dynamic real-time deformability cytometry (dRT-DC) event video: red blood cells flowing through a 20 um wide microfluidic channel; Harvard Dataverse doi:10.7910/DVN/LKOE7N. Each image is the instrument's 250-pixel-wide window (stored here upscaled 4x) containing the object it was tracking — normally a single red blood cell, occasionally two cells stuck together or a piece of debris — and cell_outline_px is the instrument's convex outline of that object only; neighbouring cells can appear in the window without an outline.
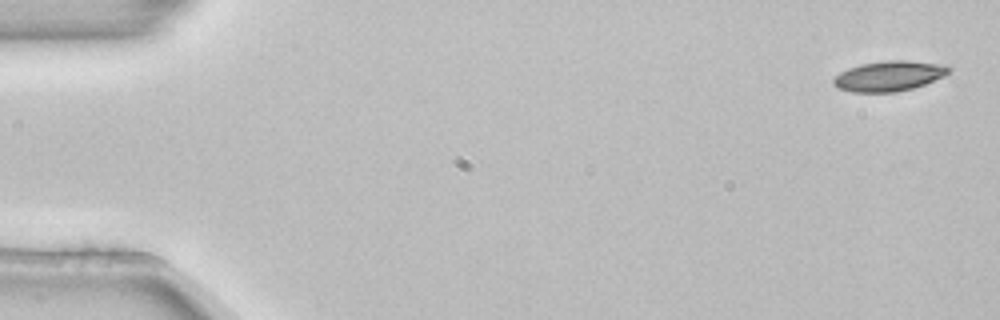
{"species": "common noctule bat (a hibernating species)", "species_latin": "Nyctalus noctula", "temperature_condition": "room temperature", "stored_images_in_passage": 4, "camera_frame_rate_fps": 3000, "um_per_image_px": 0.085, "animal": {"sex": "female", "body_mass_g": 22.7, "forearm_length_mm": 54.2}, "frame": {"image": 1, "passage_image": 1, "time_ms": 0.0, "image_size_px": [1000, 320], "cell_outline_px": [[952, 68], [944, 76], [924, 84], [912, 88], [896, 92], [852, 92], [836, 88], [832, 84], [832, 80], [840, 72], [848, 68], [860, 64], [888, 60], [904, 60], [944, 64]], "centroid_in_image_um": [75.54, 6.46], "position_along_channel_um": 9.5, "area_um2": 20.35}}
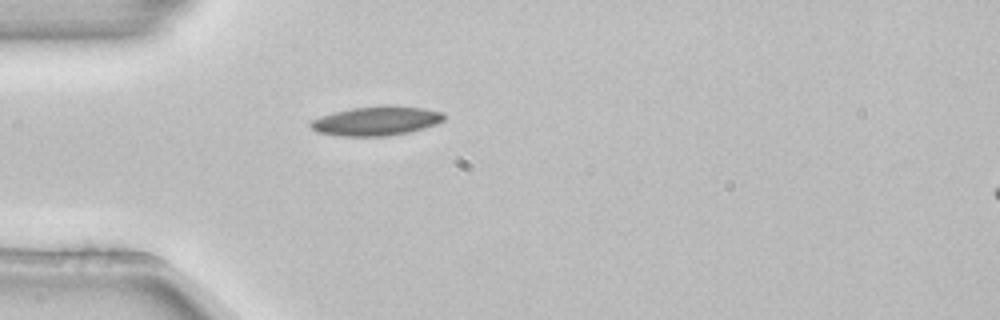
{"frame": {"image": 2, "passage_image": 4, "time_ms": 1.0, "image_size_px": [1000, 320], "cell_outline_px": [[444, 120], [436, 124], [424, 128], [408, 132], [388, 136], [340, 136], [316, 132], [308, 124], [312, 120], [336, 112], [352, 108], [388, 104], [424, 108], [444, 112]], "centroid_in_image_um": [32.03, 10.27], "position_along_channel_um": 53.0, "area_um2": 22.77}}